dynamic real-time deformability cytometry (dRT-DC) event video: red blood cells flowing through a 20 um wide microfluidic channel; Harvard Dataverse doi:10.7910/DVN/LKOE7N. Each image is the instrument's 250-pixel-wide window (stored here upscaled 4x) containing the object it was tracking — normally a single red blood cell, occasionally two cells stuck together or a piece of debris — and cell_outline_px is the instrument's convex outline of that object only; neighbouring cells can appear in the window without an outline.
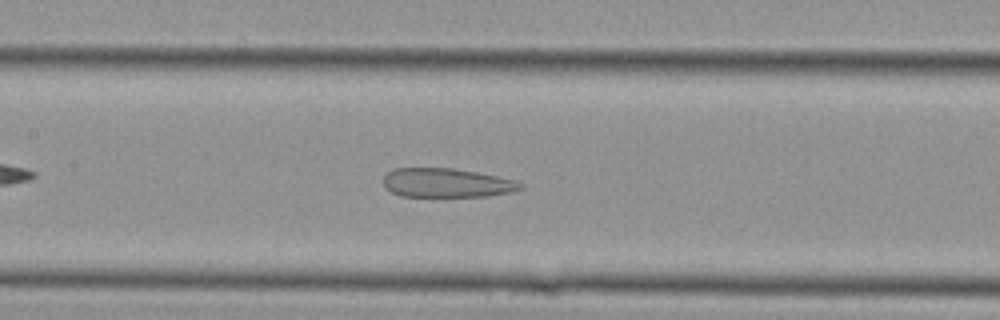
{"species": "Egyptian fruit bat (a non-hibernating species)", "species_latin": "Rousettus aegyptiacus", "temperature_condition": "cold", "stored_images_in_passage": 23, "camera_frame_rate_fps": 3000, "um_per_image_px": 0.085, "animal": {"sex": "female"}, "frame": {"image": 1, "passage_image": 8, "time_ms": 2.333, "image_size_px": [1000, 320], "cell_outline_px": [[524, 188], [512, 192], [488, 196], [400, 196], [384, 188], [384, 176], [388, 172], [396, 168], [452, 168], [476, 172], [516, 180], [524, 184]], "centroid_in_image_um": [37.99, 15.54], "position_along_channel_um": 169.4, "area_um2": 23.24}}
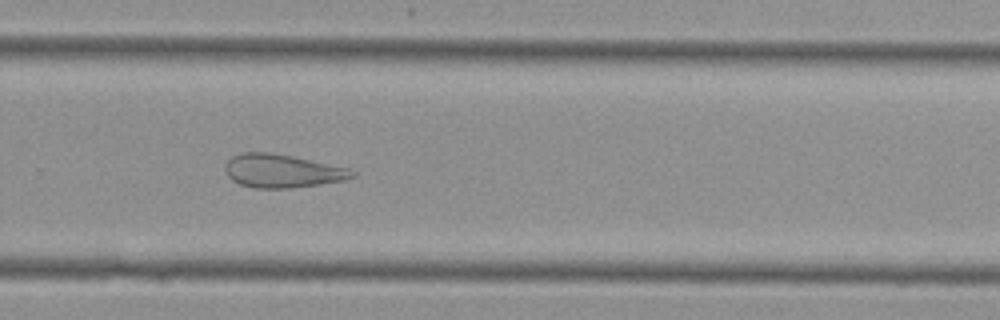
{"frame": {"image": 2, "passage_image": 14, "time_ms": 4.333, "image_size_px": [1000, 320], "cell_outline_px": [[356, 176], [344, 180], [292, 188], [256, 188], [240, 184], [232, 180], [228, 176], [224, 168], [228, 160], [232, 156], [240, 152], [268, 152], [292, 156], [348, 168], [356, 172]], "centroid_in_image_um": [23.96, 14.53], "position_along_channel_um": 305.8, "area_um2": 24.57}}
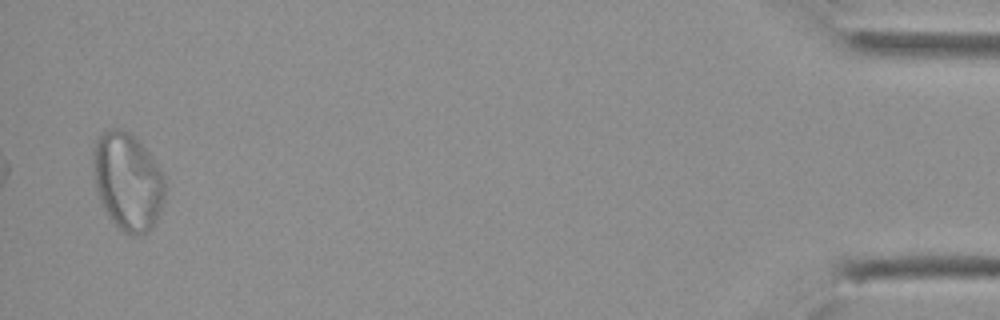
{"frame": {"image": 3, "passage_image": 23, "time_ms": 7.333, "image_size_px": [1000, 320], "cell_outline_px": [[168, 188], [164, 200], [156, 220], [152, 228], [148, 232], [124, 232], [112, 220], [104, 208], [100, 200], [96, 188], [92, 168], [92, 148], [96, 140], [108, 128], [124, 128], [148, 152], [164, 176]], "centroid_in_image_um": [10.85, 15.38], "position_along_channel_um": 424.4, "area_um2": 40.63}}